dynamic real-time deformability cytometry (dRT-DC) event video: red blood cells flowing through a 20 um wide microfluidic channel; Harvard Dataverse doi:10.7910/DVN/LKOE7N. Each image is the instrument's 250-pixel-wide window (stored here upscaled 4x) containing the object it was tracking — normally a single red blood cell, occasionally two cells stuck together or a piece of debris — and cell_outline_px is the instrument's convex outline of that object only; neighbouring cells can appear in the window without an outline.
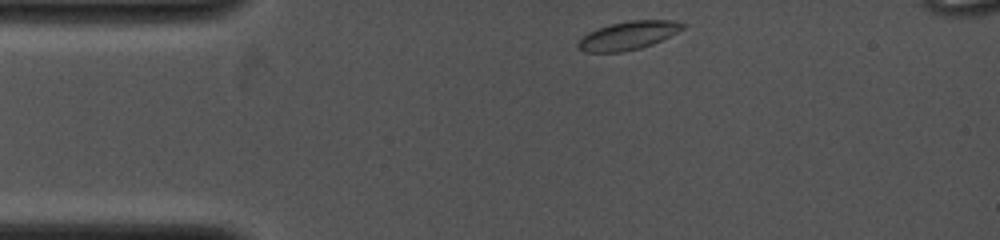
{"species": "common noctule bat (a hibernating species)", "species_latin": "Nyctalus noctula", "temperature_condition": "cold", "stored_images_in_passage": 56, "camera_frame_rate_fps": 4000, "um_per_image_px": 0.085, "animal": {"sex": "female", "body_mass_g": 19.0, "forearm_length_mm": 53.3}, "frame": {"image": 1, "passage_image": 1, "time_ms": 0.0, "image_size_px": [1000, 240], "cell_outline_px": [[688, 24], [684, 28], [652, 44], [640, 48], [624, 52], [584, 52], [576, 44], [588, 32], [612, 24], [628, 20], [676, 20]], "centroid_in_image_um": [53.43, 3.01], "position_along_channel_um": 31.6, "area_um2": 17.11}}
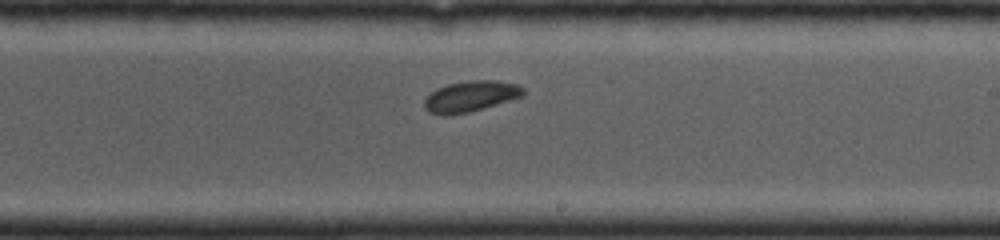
{"frame": {"image": 2, "passage_image": 30, "time_ms": 6.0, "image_size_px": [1000, 240], "cell_outline_px": [[524, 96], [484, 108], [468, 112], [448, 116], [440, 116], [428, 112], [424, 108], [424, 100], [436, 88], [448, 84], [472, 80], [496, 80], [516, 84], [524, 88]], "centroid_in_image_um": [39.99, 8.2], "position_along_channel_um": 249.0, "area_um2": 17.92}}
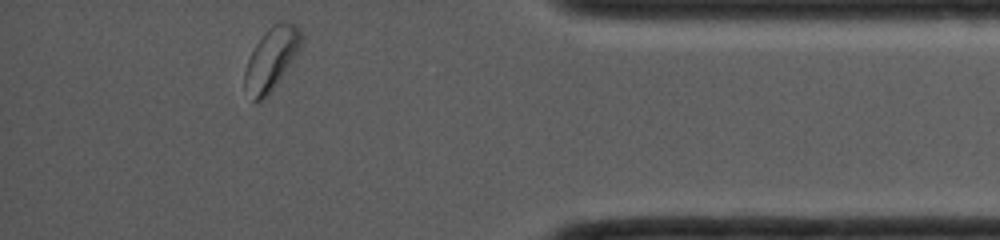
{"frame": {"image": 3, "passage_image": 56, "time_ms": 10.25, "image_size_px": [1000, 240], "cell_outline_px": [[304, 44], [296, 56], [272, 88], [260, 100], [252, 100], [244, 88], [244, 72], [248, 60], [256, 44], [268, 28], [272, 24], [296, 24], [300, 28], [304, 36]], "centroid_in_image_um": [23.09, 4.96], "position_along_channel_um": 412.1, "area_um2": 20.11}}